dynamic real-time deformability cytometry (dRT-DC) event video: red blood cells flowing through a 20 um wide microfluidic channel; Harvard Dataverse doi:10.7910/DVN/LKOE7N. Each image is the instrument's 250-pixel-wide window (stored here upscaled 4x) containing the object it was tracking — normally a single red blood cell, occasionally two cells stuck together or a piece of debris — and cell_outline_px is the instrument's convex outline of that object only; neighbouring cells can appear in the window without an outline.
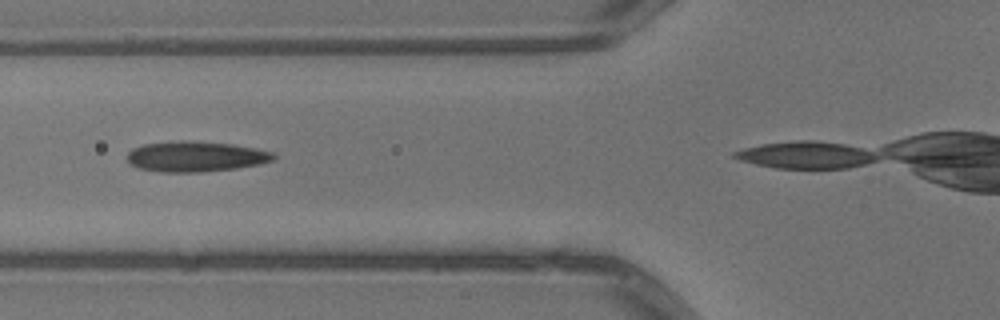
{"species": "common noctule bat (a hibernating species)", "species_latin": "Nyctalus noctula", "temperature_condition": "warm", "stored_images_in_passage": 3, "camera_frame_rate_fps": 3000, "um_per_image_px": 0.085, "animal": {"sex": "male", "body_mass_g": 13.3}, "frame": {"image": 1, "passage_image": 2, "time_ms": 0.333, "image_size_px": [1000, 320], "cell_outline_px": [[276, 156], [272, 160], [260, 164], [236, 168], [200, 172], [160, 172], [140, 168], [128, 164], [124, 156], [132, 148], [144, 144], [184, 140], [188, 140], [232, 144], [256, 148], [272, 152]], "centroid_in_image_um": [16.57, 13.3], "position_along_channel_um": 109.2, "area_um2": 26.13}}